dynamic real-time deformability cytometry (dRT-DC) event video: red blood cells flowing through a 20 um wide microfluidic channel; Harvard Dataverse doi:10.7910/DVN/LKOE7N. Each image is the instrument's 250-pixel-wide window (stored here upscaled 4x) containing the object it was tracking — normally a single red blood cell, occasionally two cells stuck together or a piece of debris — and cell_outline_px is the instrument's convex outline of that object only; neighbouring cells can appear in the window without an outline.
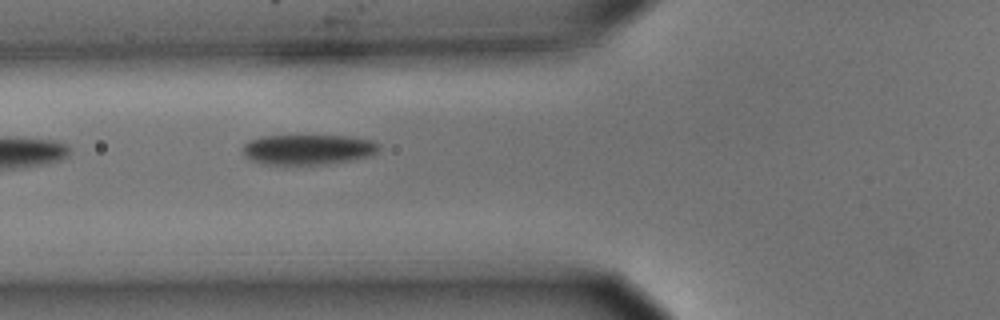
{"species": "common noctule bat (a hibernating species)", "species_latin": "Nyctalus noctula", "temperature_condition": "cold", "stored_images_in_passage": 2, "camera_frame_rate_fps": 3000, "um_per_image_px": 0.085, "animal": {"sex": "male", "body_mass_g": 15.6}, "frame": {"image": 1, "passage_image": 2, "time_ms": 0.333, "image_size_px": [1000, 320], "cell_outline_px": [[380, 148], [372, 156], [352, 160], [328, 164], [264, 164], [248, 160], [244, 156], [244, 144], [248, 140], [260, 136], [348, 136], [372, 140], [380, 144]], "centroid_in_image_um": [26.19, 12.71], "position_along_channel_um": 99.6, "area_um2": 24.16}}